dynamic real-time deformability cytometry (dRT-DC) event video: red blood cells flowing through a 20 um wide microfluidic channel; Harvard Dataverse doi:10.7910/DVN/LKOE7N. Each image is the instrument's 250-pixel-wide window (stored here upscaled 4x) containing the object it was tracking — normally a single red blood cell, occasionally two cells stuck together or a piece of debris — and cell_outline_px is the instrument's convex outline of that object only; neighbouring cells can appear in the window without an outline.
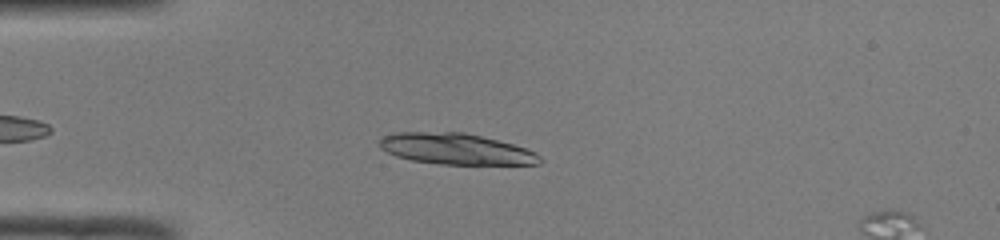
{"species": "common noctule bat (a hibernating species)", "species_latin": "Nyctalus noctula", "temperature_condition": "room temperature", "stored_images_in_passage": 46, "camera_frame_rate_fps": 3000, "um_per_image_px": 0.085, "animal": {"sex": "male", "body_mass_g": 19.0, "forearm_length_mm": 50.8}, "frame": {"image": 1, "passage_image": 9, "time_ms": 2.667, "image_size_px": [1000, 240], "cell_outline_px": [[544, 160], [540, 164], [440, 164], [412, 160], [396, 156], [380, 148], [380, 140], [384, 136], [392, 132], [464, 132], [512, 144], [536, 152]], "centroid_in_image_um": [38.75, 12.66], "position_along_channel_um": 46.2, "area_um2": 28.84}}